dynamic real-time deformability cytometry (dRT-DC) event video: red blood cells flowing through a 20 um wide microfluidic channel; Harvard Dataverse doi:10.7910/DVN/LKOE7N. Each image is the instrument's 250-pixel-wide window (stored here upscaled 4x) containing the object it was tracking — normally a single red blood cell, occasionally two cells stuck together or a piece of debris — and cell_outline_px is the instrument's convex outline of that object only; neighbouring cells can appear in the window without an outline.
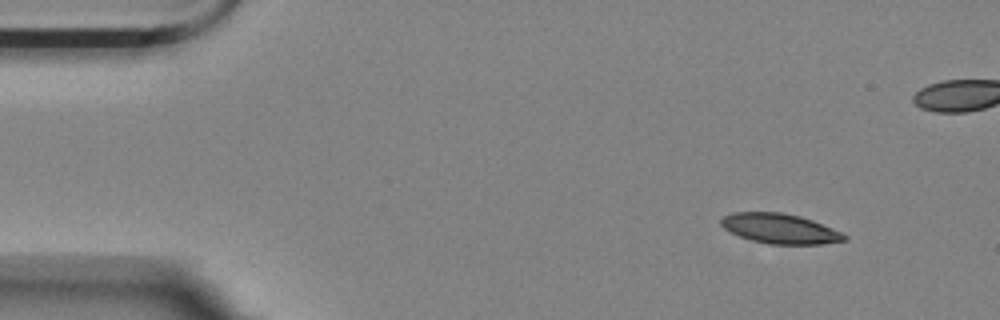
{"species": "Egyptian fruit bat (a non-hibernating species)", "species_latin": "Rousettus aegyptiacus", "temperature_condition": "room temperature", "stored_images_in_passage": 52, "camera_frame_rate_fps": 3000, "um_per_image_px": 0.085, "animal": {"sex": "female"}, "frame": {"image": 1, "passage_image": 1, "time_ms": 0.0, "image_size_px": [1000, 320], "cell_outline_px": [[848, 240], [820, 244], [772, 244], [752, 240], [740, 236], [724, 228], [720, 224], [720, 220], [724, 216], [732, 212], [780, 212], [800, 216], [812, 220], [832, 228], [848, 236]], "centroid_in_image_um": [66.3, 19.43], "position_along_channel_um": 18.7, "area_um2": 21.33}}
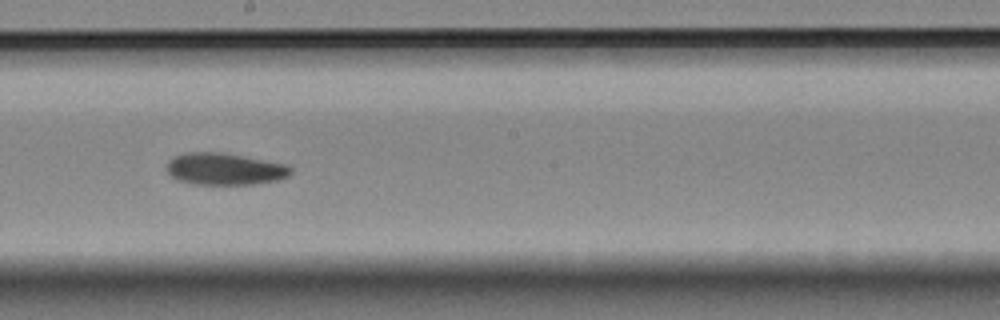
{"frame": {"image": 2, "passage_image": 26, "time_ms": 8.333, "image_size_px": [1000, 320], "cell_outline_px": [[292, 172], [288, 176], [280, 180], [252, 184], [192, 184], [176, 180], [168, 176], [168, 160], [184, 152], [220, 152], [288, 164], [292, 168]], "centroid_in_image_um": [19.1, 14.37], "position_along_channel_um": 229.1, "area_um2": 23.24}}
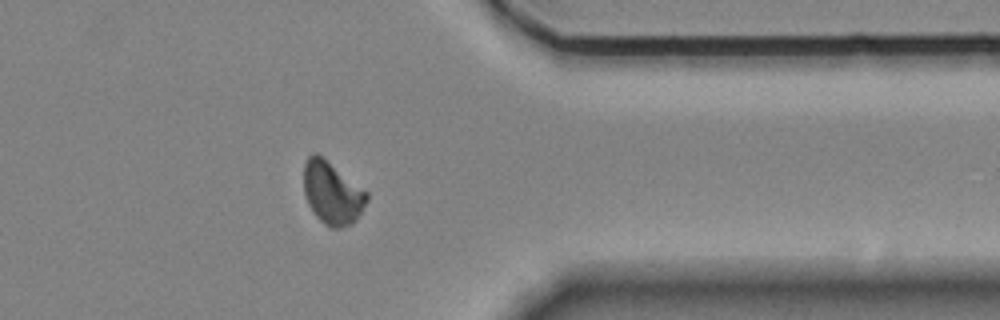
{"frame": {"image": 3, "passage_image": 40, "time_ms": 13.0, "image_size_px": [1000, 320], "cell_outline_px": [[368, 200], [356, 220], [352, 224], [340, 228], [332, 228], [324, 224], [312, 212], [308, 204], [304, 192], [304, 164], [308, 156], [312, 152], [316, 152], [368, 192]], "centroid_in_image_um": [28.23, 16.41], "position_along_channel_um": 383.2, "area_um2": 23.0}, "authors_computed_cell_mechanics": {"area_um2": 22.9755, "velocity_mm_per_s": 3.5535, "shape_relaxation_time_tau1_ms": 5.4592, "shape_relaxation_time_tau2_ms": null, "deformation_change_tau1": 0.1342, "deformation_change_tau2": null}}